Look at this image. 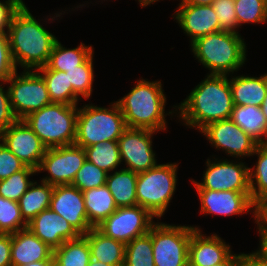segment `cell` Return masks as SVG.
I'll use <instances>...</instances> for the list:
<instances>
[{"label": "cell", "instance_id": "6da1fadb", "mask_svg": "<svg viewBox=\"0 0 267 266\" xmlns=\"http://www.w3.org/2000/svg\"><path fill=\"white\" fill-rule=\"evenodd\" d=\"M177 106V117L200 132L208 124L228 119L234 107L229 75L207 74Z\"/></svg>", "mask_w": 267, "mask_h": 266}, {"label": "cell", "instance_id": "7a4b0ae2", "mask_svg": "<svg viewBox=\"0 0 267 266\" xmlns=\"http://www.w3.org/2000/svg\"><path fill=\"white\" fill-rule=\"evenodd\" d=\"M7 34L13 61L23 70L46 66L58 40L36 20L25 2L14 13Z\"/></svg>", "mask_w": 267, "mask_h": 266}, {"label": "cell", "instance_id": "3957f363", "mask_svg": "<svg viewBox=\"0 0 267 266\" xmlns=\"http://www.w3.org/2000/svg\"><path fill=\"white\" fill-rule=\"evenodd\" d=\"M128 94L118 99L127 128L167 131L166 116L175 114L177 106L165 113L166 95L161 80L148 81L142 77L135 82Z\"/></svg>", "mask_w": 267, "mask_h": 266}, {"label": "cell", "instance_id": "277c9868", "mask_svg": "<svg viewBox=\"0 0 267 266\" xmlns=\"http://www.w3.org/2000/svg\"><path fill=\"white\" fill-rule=\"evenodd\" d=\"M198 62L208 74L231 75L245 64L247 47L241 34L219 31L198 38L190 44Z\"/></svg>", "mask_w": 267, "mask_h": 266}, {"label": "cell", "instance_id": "5b68a950", "mask_svg": "<svg viewBox=\"0 0 267 266\" xmlns=\"http://www.w3.org/2000/svg\"><path fill=\"white\" fill-rule=\"evenodd\" d=\"M78 105L52 102L23 120L47 148L75 144Z\"/></svg>", "mask_w": 267, "mask_h": 266}, {"label": "cell", "instance_id": "8992f818", "mask_svg": "<svg viewBox=\"0 0 267 266\" xmlns=\"http://www.w3.org/2000/svg\"><path fill=\"white\" fill-rule=\"evenodd\" d=\"M110 107L86 104L78 108L75 144L87 148L98 142L118 141L127 129L116 101Z\"/></svg>", "mask_w": 267, "mask_h": 266}, {"label": "cell", "instance_id": "52a82bcc", "mask_svg": "<svg viewBox=\"0 0 267 266\" xmlns=\"http://www.w3.org/2000/svg\"><path fill=\"white\" fill-rule=\"evenodd\" d=\"M179 163L156 164L138 173L136 182L137 205L147 209L155 219L161 220L174 196Z\"/></svg>", "mask_w": 267, "mask_h": 266}, {"label": "cell", "instance_id": "ba28073f", "mask_svg": "<svg viewBox=\"0 0 267 266\" xmlns=\"http://www.w3.org/2000/svg\"><path fill=\"white\" fill-rule=\"evenodd\" d=\"M158 221L151 226L155 266H188L189 242L195 228Z\"/></svg>", "mask_w": 267, "mask_h": 266}, {"label": "cell", "instance_id": "9c48e42d", "mask_svg": "<svg viewBox=\"0 0 267 266\" xmlns=\"http://www.w3.org/2000/svg\"><path fill=\"white\" fill-rule=\"evenodd\" d=\"M17 72L6 83L13 113L18 120H23L52 101L43 77L36 70Z\"/></svg>", "mask_w": 267, "mask_h": 266}, {"label": "cell", "instance_id": "30bf717a", "mask_svg": "<svg viewBox=\"0 0 267 266\" xmlns=\"http://www.w3.org/2000/svg\"><path fill=\"white\" fill-rule=\"evenodd\" d=\"M206 167L201 182L191 179L195 189L250 192L249 167L242 160H217L213 157L207 159Z\"/></svg>", "mask_w": 267, "mask_h": 266}, {"label": "cell", "instance_id": "8fae6325", "mask_svg": "<svg viewBox=\"0 0 267 266\" xmlns=\"http://www.w3.org/2000/svg\"><path fill=\"white\" fill-rule=\"evenodd\" d=\"M85 160L84 148L76 144L47 148L37 172L46 171L40 180L52 186L70 185Z\"/></svg>", "mask_w": 267, "mask_h": 266}, {"label": "cell", "instance_id": "7c38bea8", "mask_svg": "<svg viewBox=\"0 0 267 266\" xmlns=\"http://www.w3.org/2000/svg\"><path fill=\"white\" fill-rule=\"evenodd\" d=\"M155 217L145 208L119 207L96 228L105 236L123 242L125 245L136 237L149 232Z\"/></svg>", "mask_w": 267, "mask_h": 266}, {"label": "cell", "instance_id": "4fadbf2b", "mask_svg": "<svg viewBox=\"0 0 267 266\" xmlns=\"http://www.w3.org/2000/svg\"><path fill=\"white\" fill-rule=\"evenodd\" d=\"M200 132L216 150H222L234 159L238 158L237 161L243 157H251L258 145L255 139L246 134L230 118L212 122Z\"/></svg>", "mask_w": 267, "mask_h": 266}, {"label": "cell", "instance_id": "5bb4252c", "mask_svg": "<svg viewBox=\"0 0 267 266\" xmlns=\"http://www.w3.org/2000/svg\"><path fill=\"white\" fill-rule=\"evenodd\" d=\"M157 131L149 129L127 128L118 139L123 167L135 173L145 172L157 164L153 150V134Z\"/></svg>", "mask_w": 267, "mask_h": 266}, {"label": "cell", "instance_id": "9a60e30c", "mask_svg": "<svg viewBox=\"0 0 267 266\" xmlns=\"http://www.w3.org/2000/svg\"><path fill=\"white\" fill-rule=\"evenodd\" d=\"M0 141L26 166L38 170L47 147L24 120H17L0 134Z\"/></svg>", "mask_w": 267, "mask_h": 266}, {"label": "cell", "instance_id": "2e32d148", "mask_svg": "<svg viewBox=\"0 0 267 266\" xmlns=\"http://www.w3.org/2000/svg\"><path fill=\"white\" fill-rule=\"evenodd\" d=\"M49 208L62 216L80 235L93 228L88 221L83 192L71 184L54 186Z\"/></svg>", "mask_w": 267, "mask_h": 266}, {"label": "cell", "instance_id": "e0dca14e", "mask_svg": "<svg viewBox=\"0 0 267 266\" xmlns=\"http://www.w3.org/2000/svg\"><path fill=\"white\" fill-rule=\"evenodd\" d=\"M200 200V214L242 215L253 213V202L250 192L238 191H214L207 189H196Z\"/></svg>", "mask_w": 267, "mask_h": 266}, {"label": "cell", "instance_id": "ac0fdd59", "mask_svg": "<svg viewBox=\"0 0 267 266\" xmlns=\"http://www.w3.org/2000/svg\"><path fill=\"white\" fill-rule=\"evenodd\" d=\"M174 20L190 37V44L198 38L222 31L212 5L178 4Z\"/></svg>", "mask_w": 267, "mask_h": 266}, {"label": "cell", "instance_id": "d6986e66", "mask_svg": "<svg viewBox=\"0 0 267 266\" xmlns=\"http://www.w3.org/2000/svg\"><path fill=\"white\" fill-rule=\"evenodd\" d=\"M189 242L188 266H213L223 262L232 249L219 235L203 234L199 226H193ZM207 235V236H206Z\"/></svg>", "mask_w": 267, "mask_h": 266}, {"label": "cell", "instance_id": "ffe728a7", "mask_svg": "<svg viewBox=\"0 0 267 266\" xmlns=\"http://www.w3.org/2000/svg\"><path fill=\"white\" fill-rule=\"evenodd\" d=\"M27 228L53 250L80 236L70 223L50 208L29 221Z\"/></svg>", "mask_w": 267, "mask_h": 266}, {"label": "cell", "instance_id": "44dd1931", "mask_svg": "<svg viewBox=\"0 0 267 266\" xmlns=\"http://www.w3.org/2000/svg\"><path fill=\"white\" fill-rule=\"evenodd\" d=\"M53 249L29 228L11 234V265L23 266L41 260H54Z\"/></svg>", "mask_w": 267, "mask_h": 266}, {"label": "cell", "instance_id": "7402d4cb", "mask_svg": "<svg viewBox=\"0 0 267 266\" xmlns=\"http://www.w3.org/2000/svg\"><path fill=\"white\" fill-rule=\"evenodd\" d=\"M234 76L229 78L234 105L261 107L267 94V73L260 77Z\"/></svg>", "mask_w": 267, "mask_h": 266}, {"label": "cell", "instance_id": "603a6c76", "mask_svg": "<svg viewBox=\"0 0 267 266\" xmlns=\"http://www.w3.org/2000/svg\"><path fill=\"white\" fill-rule=\"evenodd\" d=\"M84 236L87 238L91 259L111 266H123L125 244L105 236L97 228H91Z\"/></svg>", "mask_w": 267, "mask_h": 266}, {"label": "cell", "instance_id": "cb8c5ba5", "mask_svg": "<svg viewBox=\"0 0 267 266\" xmlns=\"http://www.w3.org/2000/svg\"><path fill=\"white\" fill-rule=\"evenodd\" d=\"M138 173L120 168L107 174L106 186L119 207H133L137 205L136 182Z\"/></svg>", "mask_w": 267, "mask_h": 266}, {"label": "cell", "instance_id": "d4e9b609", "mask_svg": "<svg viewBox=\"0 0 267 266\" xmlns=\"http://www.w3.org/2000/svg\"><path fill=\"white\" fill-rule=\"evenodd\" d=\"M230 119L258 143H267V121L261 107L234 105Z\"/></svg>", "mask_w": 267, "mask_h": 266}, {"label": "cell", "instance_id": "484cf974", "mask_svg": "<svg viewBox=\"0 0 267 266\" xmlns=\"http://www.w3.org/2000/svg\"><path fill=\"white\" fill-rule=\"evenodd\" d=\"M89 224L96 228L117 209L106 185L83 191Z\"/></svg>", "mask_w": 267, "mask_h": 266}, {"label": "cell", "instance_id": "4316f807", "mask_svg": "<svg viewBox=\"0 0 267 266\" xmlns=\"http://www.w3.org/2000/svg\"><path fill=\"white\" fill-rule=\"evenodd\" d=\"M40 182L33 181L18 201L21 215L27 223L50 206L54 186Z\"/></svg>", "mask_w": 267, "mask_h": 266}, {"label": "cell", "instance_id": "83f0119b", "mask_svg": "<svg viewBox=\"0 0 267 266\" xmlns=\"http://www.w3.org/2000/svg\"><path fill=\"white\" fill-rule=\"evenodd\" d=\"M36 71L43 77L52 102L78 104L79 98L73 92L66 72L51 70L47 66L40 67Z\"/></svg>", "mask_w": 267, "mask_h": 266}, {"label": "cell", "instance_id": "f1b7e54d", "mask_svg": "<svg viewBox=\"0 0 267 266\" xmlns=\"http://www.w3.org/2000/svg\"><path fill=\"white\" fill-rule=\"evenodd\" d=\"M93 50L92 45L87 46L82 42L76 48H67L57 40L46 66L51 70L65 72V69L81 65L94 52Z\"/></svg>", "mask_w": 267, "mask_h": 266}, {"label": "cell", "instance_id": "f546056e", "mask_svg": "<svg viewBox=\"0 0 267 266\" xmlns=\"http://www.w3.org/2000/svg\"><path fill=\"white\" fill-rule=\"evenodd\" d=\"M53 258L60 266H88L91 251L84 235L64 242L53 251Z\"/></svg>", "mask_w": 267, "mask_h": 266}, {"label": "cell", "instance_id": "4dcf8cb0", "mask_svg": "<svg viewBox=\"0 0 267 266\" xmlns=\"http://www.w3.org/2000/svg\"><path fill=\"white\" fill-rule=\"evenodd\" d=\"M84 150L86 159L107 173L117 170L123 164L118 141L98 142Z\"/></svg>", "mask_w": 267, "mask_h": 266}, {"label": "cell", "instance_id": "1f68e13d", "mask_svg": "<svg viewBox=\"0 0 267 266\" xmlns=\"http://www.w3.org/2000/svg\"><path fill=\"white\" fill-rule=\"evenodd\" d=\"M257 156L254 166L249 167V183L252 202L267 197V143H258L252 156Z\"/></svg>", "mask_w": 267, "mask_h": 266}, {"label": "cell", "instance_id": "d6a6232c", "mask_svg": "<svg viewBox=\"0 0 267 266\" xmlns=\"http://www.w3.org/2000/svg\"><path fill=\"white\" fill-rule=\"evenodd\" d=\"M94 52L79 66L72 69H65L69 84L72 85L73 92L81 100L90 99L93 92L94 82Z\"/></svg>", "mask_w": 267, "mask_h": 266}, {"label": "cell", "instance_id": "836d02e7", "mask_svg": "<svg viewBox=\"0 0 267 266\" xmlns=\"http://www.w3.org/2000/svg\"><path fill=\"white\" fill-rule=\"evenodd\" d=\"M123 266H155L151 228L148 233L126 244Z\"/></svg>", "mask_w": 267, "mask_h": 266}, {"label": "cell", "instance_id": "e575fe53", "mask_svg": "<svg viewBox=\"0 0 267 266\" xmlns=\"http://www.w3.org/2000/svg\"><path fill=\"white\" fill-rule=\"evenodd\" d=\"M37 173V170L26 166L7 179L0 180V195L5 199L18 202L34 181L30 180V177Z\"/></svg>", "mask_w": 267, "mask_h": 266}, {"label": "cell", "instance_id": "d590c367", "mask_svg": "<svg viewBox=\"0 0 267 266\" xmlns=\"http://www.w3.org/2000/svg\"><path fill=\"white\" fill-rule=\"evenodd\" d=\"M234 5L239 28L242 24L267 22V0H237Z\"/></svg>", "mask_w": 267, "mask_h": 266}, {"label": "cell", "instance_id": "8d00e7d4", "mask_svg": "<svg viewBox=\"0 0 267 266\" xmlns=\"http://www.w3.org/2000/svg\"><path fill=\"white\" fill-rule=\"evenodd\" d=\"M27 226L28 223L21 215L18 202L0 195V233L13 234Z\"/></svg>", "mask_w": 267, "mask_h": 266}, {"label": "cell", "instance_id": "74e56055", "mask_svg": "<svg viewBox=\"0 0 267 266\" xmlns=\"http://www.w3.org/2000/svg\"><path fill=\"white\" fill-rule=\"evenodd\" d=\"M107 174V172L86 159L82 167L77 171L71 185L82 192L91 188L101 187L106 184Z\"/></svg>", "mask_w": 267, "mask_h": 266}, {"label": "cell", "instance_id": "f35d334b", "mask_svg": "<svg viewBox=\"0 0 267 266\" xmlns=\"http://www.w3.org/2000/svg\"><path fill=\"white\" fill-rule=\"evenodd\" d=\"M212 7L216 12L220 29L222 31L234 32L240 34L238 30V21L235 12L234 1L231 0H215Z\"/></svg>", "mask_w": 267, "mask_h": 266}, {"label": "cell", "instance_id": "ab89813d", "mask_svg": "<svg viewBox=\"0 0 267 266\" xmlns=\"http://www.w3.org/2000/svg\"><path fill=\"white\" fill-rule=\"evenodd\" d=\"M17 69L12 58L8 34L0 33V81H7Z\"/></svg>", "mask_w": 267, "mask_h": 266}, {"label": "cell", "instance_id": "60d3db41", "mask_svg": "<svg viewBox=\"0 0 267 266\" xmlns=\"http://www.w3.org/2000/svg\"><path fill=\"white\" fill-rule=\"evenodd\" d=\"M25 167L26 165L0 141V180L7 179Z\"/></svg>", "mask_w": 267, "mask_h": 266}, {"label": "cell", "instance_id": "b9f144b4", "mask_svg": "<svg viewBox=\"0 0 267 266\" xmlns=\"http://www.w3.org/2000/svg\"><path fill=\"white\" fill-rule=\"evenodd\" d=\"M5 84H7L6 81H0V134L18 120L13 113Z\"/></svg>", "mask_w": 267, "mask_h": 266}, {"label": "cell", "instance_id": "7bdbcfd3", "mask_svg": "<svg viewBox=\"0 0 267 266\" xmlns=\"http://www.w3.org/2000/svg\"><path fill=\"white\" fill-rule=\"evenodd\" d=\"M252 215L258 227L259 239L267 238V197L253 202Z\"/></svg>", "mask_w": 267, "mask_h": 266}, {"label": "cell", "instance_id": "ee69618b", "mask_svg": "<svg viewBox=\"0 0 267 266\" xmlns=\"http://www.w3.org/2000/svg\"><path fill=\"white\" fill-rule=\"evenodd\" d=\"M23 3V0L0 1V33L8 32L14 13Z\"/></svg>", "mask_w": 267, "mask_h": 266}, {"label": "cell", "instance_id": "f6af8a7d", "mask_svg": "<svg viewBox=\"0 0 267 266\" xmlns=\"http://www.w3.org/2000/svg\"><path fill=\"white\" fill-rule=\"evenodd\" d=\"M0 266H12L11 234L0 233Z\"/></svg>", "mask_w": 267, "mask_h": 266}, {"label": "cell", "instance_id": "bcb514c9", "mask_svg": "<svg viewBox=\"0 0 267 266\" xmlns=\"http://www.w3.org/2000/svg\"><path fill=\"white\" fill-rule=\"evenodd\" d=\"M238 266H267V262L255 251L242 253Z\"/></svg>", "mask_w": 267, "mask_h": 266}, {"label": "cell", "instance_id": "7dc6e473", "mask_svg": "<svg viewBox=\"0 0 267 266\" xmlns=\"http://www.w3.org/2000/svg\"><path fill=\"white\" fill-rule=\"evenodd\" d=\"M242 253L234 254L231 253L223 262L215 264L213 266H238Z\"/></svg>", "mask_w": 267, "mask_h": 266}, {"label": "cell", "instance_id": "c3c4849f", "mask_svg": "<svg viewBox=\"0 0 267 266\" xmlns=\"http://www.w3.org/2000/svg\"><path fill=\"white\" fill-rule=\"evenodd\" d=\"M259 245L255 252L267 262V238L260 239Z\"/></svg>", "mask_w": 267, "mask_h": 266}, {"label": "cell", "instance_id": "681fc988", "mask_svg": "<svg viewBox=\"0 0 267 266\" xmlns=\"http://www.w3.org/2000/svg\"><path fill=\"white\" fill-rule=\"evenodd\" d=\"M215 0H182L179 4L212 5Z\"/></svg>", "mask_w": 267, "mask_h": 266}, {"label": "cell", "instance_id": "f907efd6", "mask_svg": "<svg viewBox=\"0 0 267 266\" xmlns=\"http://www.w3.org/2000/svg\"><path fill=\"white\" fill-rule=\"evenodd\" d=\"M54 260H41L23 266H53Z\"/></svg>", "mask_w": 267, "mask_h": 266}, {"label": "cell", "instance_id": "816d5d0a", "mask_svg": "<svg viewBox=\"0 0 267 266\" xmlns=\"http://www.w3.org/2000/svg\"><path fill=\"white\" fill-rule=\"evenodd\" d=\"M137 1L141 7H146L148 5L155 4V2H159V0H137Z\"/></svg>", "mask_w": 267, "mask_h": 266}, {"label": "cell", "instance_id": "f5cc1de1", "mask_svg": "<svg viewBox=\"0 0 267 266\" xmlns=\"http://www.w3.org/2000/svg\"><path fill=\"white\" fill-rule=\"evenodd\" d=\"M88 266H111V265H107L98 260L90 259Z\"/></svg>", "mask_w": 267, "mask_h": 266}, {"label": "cell", "instance_id": "db71d44e", "mask_svg": "<svg viewBox=\"0 0 267 266\" xmlns=\"http://www.w3.org/2000/svg\"><path fill=\"white\" fill-rule=\"evenodd\" d=\"M261 109L263 111V114L265 115L266 121H267V94L266 97L264 99L263 104L261 105Z\"/></svg>", "mask_w": 267, "mask_h": 266}, {"label": "cell", "instance_id": "11a10c76", "mask_svg": "<svg viewBox=\"0 0 267 266\" xmlns=\"http://www.w3.org/2000/svg\"><path fill=\"white\" fill-rule=\"evenodd\" d=\"M53 266H60V265L54 260Z\"/></svg>", "mask_w": 267, "mask_h": 266}]
</instances>
